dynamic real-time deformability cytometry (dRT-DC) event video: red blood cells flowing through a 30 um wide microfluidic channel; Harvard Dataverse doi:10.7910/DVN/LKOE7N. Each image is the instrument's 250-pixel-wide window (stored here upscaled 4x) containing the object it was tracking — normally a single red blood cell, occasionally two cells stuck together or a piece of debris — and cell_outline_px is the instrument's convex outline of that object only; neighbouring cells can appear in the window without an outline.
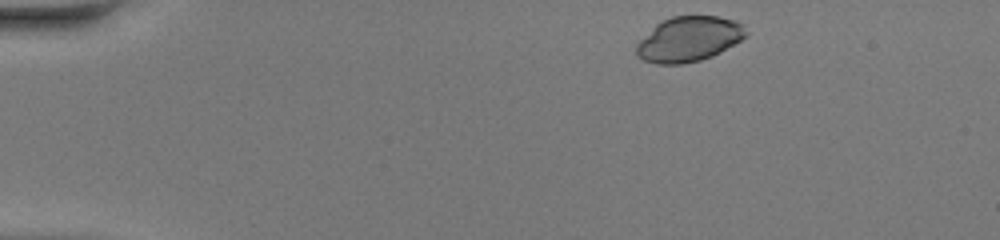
{"species": "common noctule bat (a hibernating species)", "species_latin": "Nyctalus noctula", "temperature_condition": "warm", "stored_images_in_passage": 41, "camera_frame_rate_fps": 3000, "um_per_image_px": 0.085, "animal": {"sex": "female", "body_mass_g": 20.0, "forearm_length_mm": 54.0}, "frame": {"image": 1, "passage_image": 1, "time_ms": 0.0, "image_size_px": [1000, 240], "cell_outline_px": [[748, 36], [720, 52], [712, 56], [700, 60], [684, 64], [656, 64], [644, 60], [636, 52], [636, 44], [656, 24], [672, 16], [716, 16], [732, 20], [744, 24], [748, 32]], "centroid_in_image_um": [58.58, 3.32], "position_along_channel_um": 26.4, "area_um2": 28.67}}